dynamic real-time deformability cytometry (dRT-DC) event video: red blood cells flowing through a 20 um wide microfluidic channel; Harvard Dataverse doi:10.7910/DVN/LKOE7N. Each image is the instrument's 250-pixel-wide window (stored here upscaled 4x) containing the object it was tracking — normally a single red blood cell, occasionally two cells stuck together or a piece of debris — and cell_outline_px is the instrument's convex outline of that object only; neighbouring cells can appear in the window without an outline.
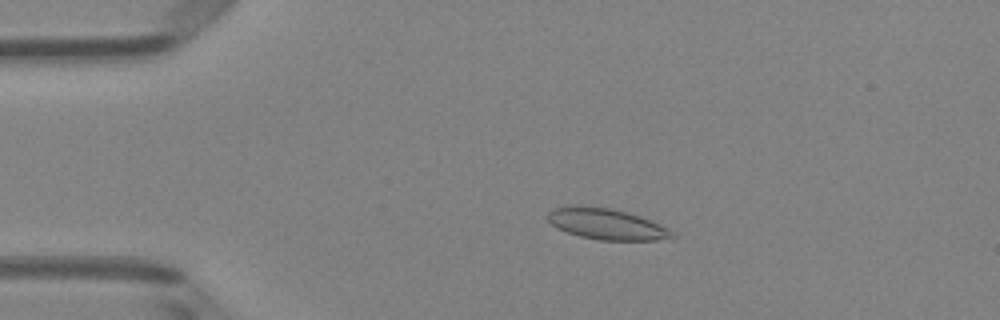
{"species": "Egyptian fruit bat (a non-hibernating species)", "species_latin": "Rousettus aegyptiacus", "temperature_condition": "room temperature", "stored_images_in_passage": 51, "camera_frame_rate_fps": 3000, "um_per_image_px": 0.085, "animal": {"sex": "female"}, "frame": {"image": 1, "passage_image": 11, "time_ms": 3.333, "image_size_px": [1000, 320], "cell_outline_px": [[676, 236], [672, 240], [600, 240], [580, 236], [556, 228], [548, 220], [548, 212], [552, 208], [572, 204], [580, 204], [608, 208], [628, 212], [652, 220], [668, 228]], "centroid_in_image_um": [51.57, 19.03], "position_along_channel_um": 33.4, "area_um2": 22.89}}
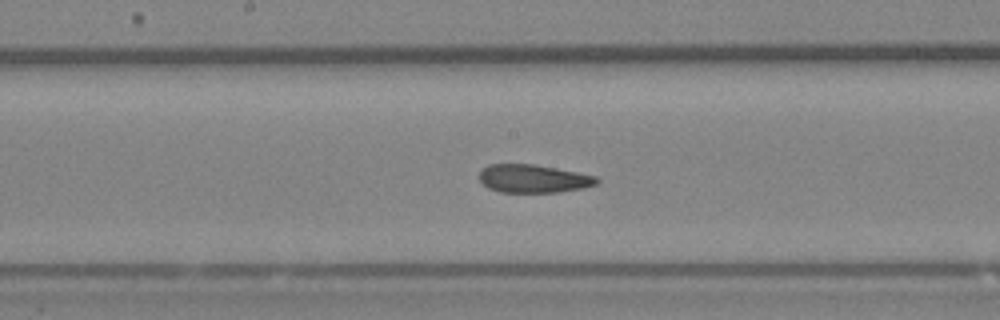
{"frame": {"image": 2, "passage_image": 27, "time_ms": 8.667, "image_size_px": [1000, 320], "cell_outline_px": [[600, 180], [596, 184], [584, 188], [560, 192], [500, 192], [488, 188], [480, 180], [480, 172], [488, 164], [536, 164], [596, 176]], "centroid_in_image_um": [45.35, 15.18], "position_along_channel_um": 202.9, "area_um2": 19.25}}
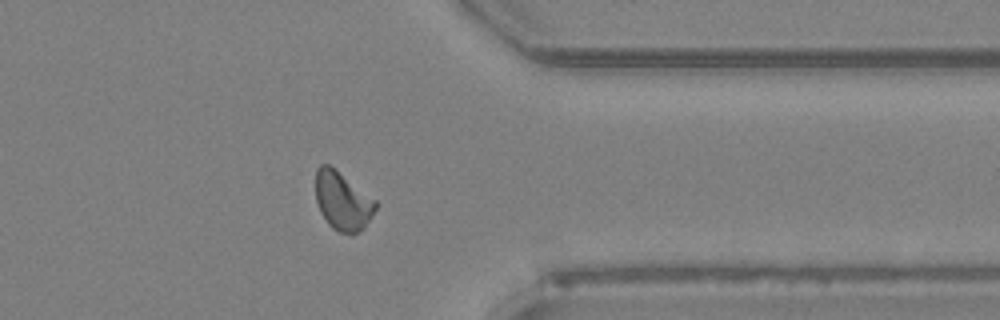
{"frame": {"image": 3, "passage_image": 41, "time_ms": 13.333, "image_size_px": [1000, 320], "cell_outline_px": [[376, 208], [364, 228], [352, 236], [340, 232], [332, 228], [328, 224], [320, 212], [316, 200], [316, 168], [320, 164], [328, 164], [376, 200]], "centroid_in_image_um": [29.1, 17.11], "position_along_channel_um": 382.3, "area_um2": 20.29}, "authors_computed_cell_mechanics": {"area_um2": 20.1722, "velocity_mm_per_s": 4.0246, "shape_relaxation_time_tau1_ms": null, "shape_relaxation_time_tau2_ms": 2.5254, "deformation_change_tau1": null, "deformation_change_tau2": 0.0735}}